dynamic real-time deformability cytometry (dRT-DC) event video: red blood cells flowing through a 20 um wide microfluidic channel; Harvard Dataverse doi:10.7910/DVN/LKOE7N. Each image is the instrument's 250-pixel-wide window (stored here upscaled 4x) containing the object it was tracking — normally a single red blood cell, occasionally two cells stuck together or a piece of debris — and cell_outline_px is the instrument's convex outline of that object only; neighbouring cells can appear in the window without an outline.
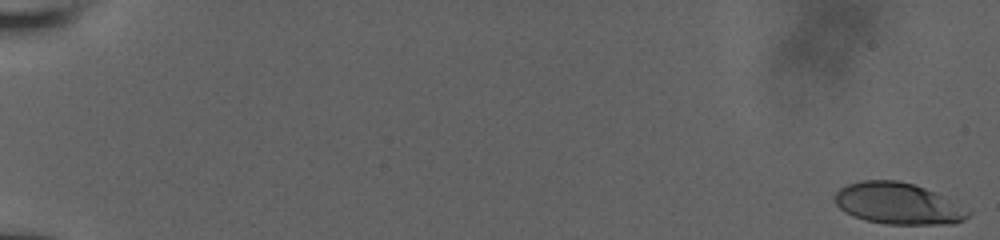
{"species": "human", "species_latin": "Homo sapiens", "temperature_condition": "room temperature", "stored_images_in_passage": 35, "camera_frame_rate_fps": 3000, "um_per_image_px": 0.085, "donor": {"sex": "male"}, "frame": {"image": 1, "passage_image": 1, "time_ms": 0.0, "image_size_px": [1000, 240], "cell_outline_px": [[972, 212], [964, 220], [952, 224], [888, 224], [864, 220], [844, 212], [836, 204], [832, 196], [840, 188], [848, 184], [860, 180], [896, 180], [912, 184], [936, 192], [944, 196]], "centroid_in_image_um": [76.31, 17.3], "position_along_channel_um": 8.7, "area_um2": 32.25}}
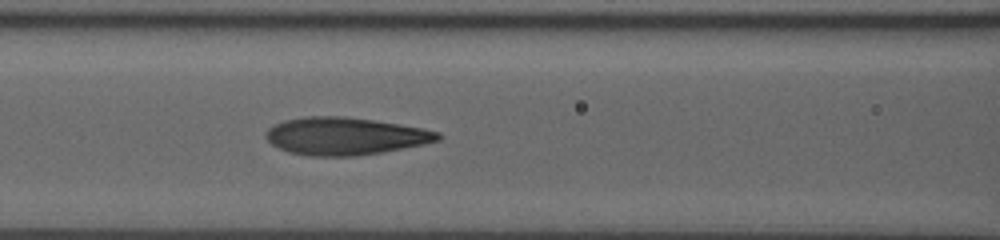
{"frame": {"image": 2, "passage_image": 30, "time_ms": 9.0, "image_size_px": [1000, 240], "cell_outline_px": [[440, 140], [424, 144], [384, 152], [356, 156], [312, 156], [288, 152], [272, 144], [264, 136], [264, 132], [272, 124], [284, 120], [304, 116], [344, 116], [372, 120], [424, 128], [440, 132]], "centroid_in_image_um": [29.31, 11.57], "position_along_channel_um": 137.3, "area_um2": 37.8}}
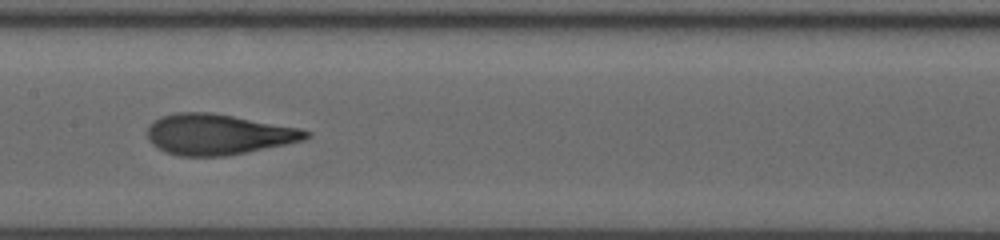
{"frame": {"image": 3, "passage_image": 34, "time_ms": 10.333, "image_size_px": [1000, 240], "cell_outline_px": [[312, 136], [304, 140], [228, 156], [180, 156], [164, 152], [152, 144], [148, 140], [148, 128], [152, 120], [160, 116], [176, 112], [212, 112], [300, 128], [312, 132]], "centroid_in_image_um": [18.53, 11.42], "position_along_channel_um": 188.9, "area_um2": 37.8}}